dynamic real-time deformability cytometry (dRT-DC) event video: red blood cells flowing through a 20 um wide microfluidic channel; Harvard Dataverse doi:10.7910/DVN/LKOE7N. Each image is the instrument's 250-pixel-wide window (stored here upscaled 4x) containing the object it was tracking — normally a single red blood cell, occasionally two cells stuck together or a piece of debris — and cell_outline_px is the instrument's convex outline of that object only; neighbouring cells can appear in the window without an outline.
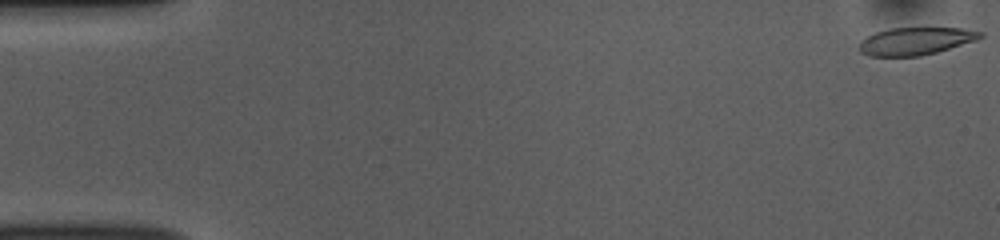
{"species": "common noctule bat (a hibernating species)", "species_latin": "Nyctalus noctula", "temperature_condition": "room temperature", "stored_images_in_passage": 53, "camera_frame_rate_fps": 3000, "um_per_image_px": 0.085, "animal": {"sex": "female", "body_mass_g": 10.0, "forearm_length_mm": 53.1}, "frame": {"image": 1, "passage_image": 1, "time_ms": 0.0, "image_size_px": [1000, 240], "cell_outline_px": [[984, 36], [976, 40], [936, 52], [920, 56], [868, 56], [860, 52], [860, 40], [876, 32], [888, 28], [960, 28], [984, 32]], "centroid_in_image_um": [77.82, 3.49], "position_along_channel_um": 7.2, "area_um2": 19.36}}
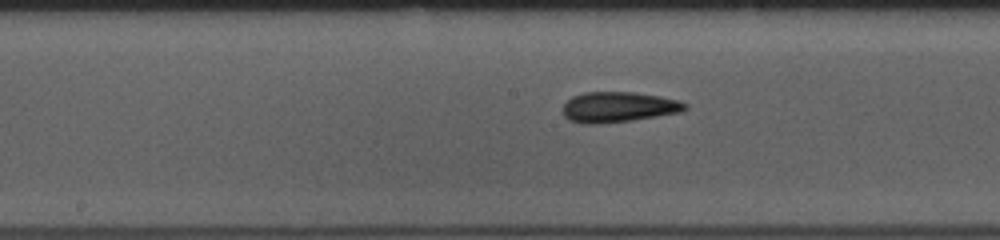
{"frame": {"image": 2, "passage_image": 27, "time_ms": 8.667, "image_size_px": [1000, 240], "cell_outline_px": [[688, 108], [680, 112], [632, 120], [596, 124], [584, 124], [568, 120], [564, 116], [564, 104], [572, 96], [584, 92], [636, 92], [660, 96], [680, 100], [688, 104]], "centroid_in_image_um": [52.58, 9.09], "position_along_channel_um": 195.6, "area_um2": 21.73}}
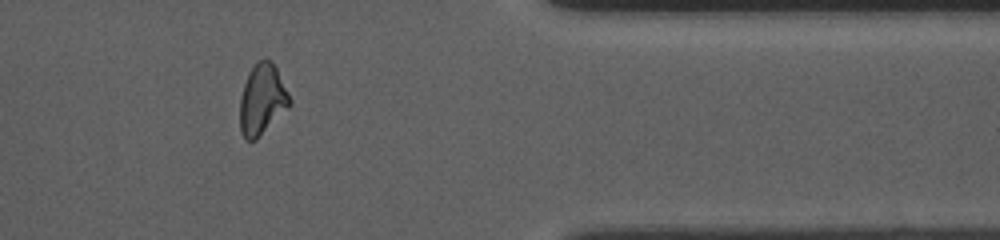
{"frame": {"image": 3, "passage_image": 44, "time_ms": 14.333, "image_size_px": [1000, 240], "cell_outline_px": [[292, 104], [256, 140], [244, 140], [240, 132], [240, 96], [248, 72], [256, 60], [272, 60], [292, 100]], "centroid_in_image_um": [22.27, 8.47], "position_along_channel_um": 389.1, "area_um2": 20.63}, "authors_computed_cell_mechanics": {"area_um2": 21.097, "velocity_mm_per_s": 3.768, "shape_relaxation_time_tau1_ms": 4.4357, "shape_relaxation_time_tau2_ms": 2.2742, "deformation_change_tau1": 0.1516, "deformation_change_tau2": 0.1069}}